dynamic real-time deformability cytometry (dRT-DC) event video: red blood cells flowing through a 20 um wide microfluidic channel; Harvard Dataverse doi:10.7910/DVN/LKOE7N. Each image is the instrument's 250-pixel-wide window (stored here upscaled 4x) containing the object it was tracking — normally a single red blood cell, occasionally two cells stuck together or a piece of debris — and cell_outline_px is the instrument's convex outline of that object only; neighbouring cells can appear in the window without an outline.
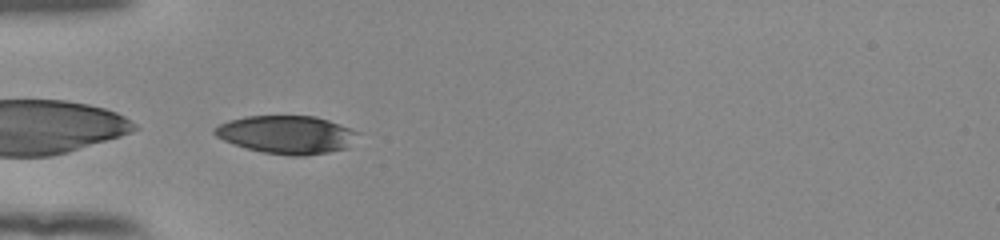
{"species": "human", "species_latin": "Homo sapiens", "temperature_condition": "room temperature", "stored_images_in_passage": 37, "camera_frame_rate_fps": 3000, "um_per_image_px": 0.085, "donor": {"sex": "female"}, "frame": {"image": 1, "passage_image": 1, "time_ms": 0.0, "image_size_px": [1000, 240], "cell_outline_px": [[360, 132], [348, 148], [328, 152], [304, 156], [292, 156], [264, 152], [248, 148], [224, 140], [216, 136], [212, 132], [212, 128], [228, 120], [244, 116], [316, 116], [328, 120]], "centroid_in_image_um": [24.37, 11.44], "position_along_channel_um": 60.6, "area_um2": 31.67}}
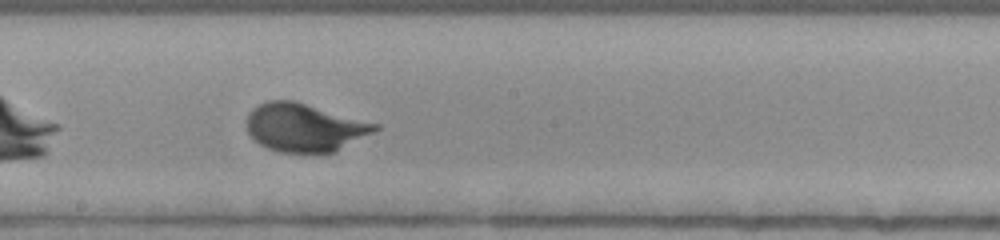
{"frame": {"image": 2, "passage_image": 14, "time_ms": 4.333, "image_size_px": [1000, 240], "cell_outline_px": [[380, 128], [332, 152], [280, 152], [268, 148], [260, 144], [248, 132], [248, 112], [252, 108], [268, 100], [296, 100], [380, 124]], "centroid_in_image_um": [25.88, 10.8], "position_along_channel_um": 222.3, "area_um2": 35.66}}
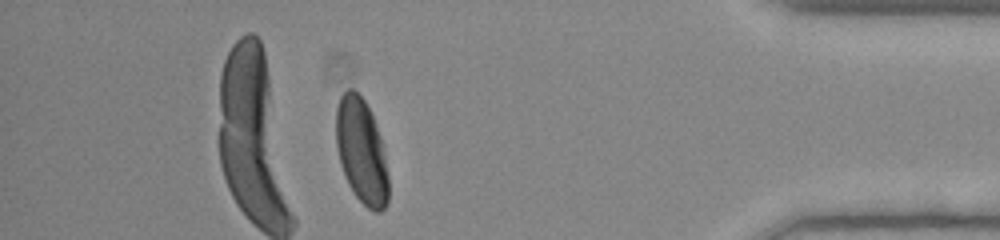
{"frame": {"image": 3, "passage_image": 31, "time_ms": 10.0, "image_size_px": [1000, 240], "cell_outline_px": [[388, 204], [380, 212], [376, 212], [368, 208], [352, 192], [344, 176], [340, 164], [336, 148], [336, 108], [340, 96], [348, 88], [352, 88], [364, 100], [372, 116], [380, 136], [384, 152], [388, 176]], "centroid_in_image_um": [30.71, 12.87], "position_along_channel_um": 404.5, "area_um2": 32.08}, "authors_computed_cell_mechanics": {"area_um2": 34.391, "velocity_mm_per_s": 3.8709, "shape_relaxation_time_tau1_ms": 2.7082, "shape_relaxation_time_tau2_ms": null, "deformation_change_tau1": 0.1634, "deformation_change_tau2": null}}